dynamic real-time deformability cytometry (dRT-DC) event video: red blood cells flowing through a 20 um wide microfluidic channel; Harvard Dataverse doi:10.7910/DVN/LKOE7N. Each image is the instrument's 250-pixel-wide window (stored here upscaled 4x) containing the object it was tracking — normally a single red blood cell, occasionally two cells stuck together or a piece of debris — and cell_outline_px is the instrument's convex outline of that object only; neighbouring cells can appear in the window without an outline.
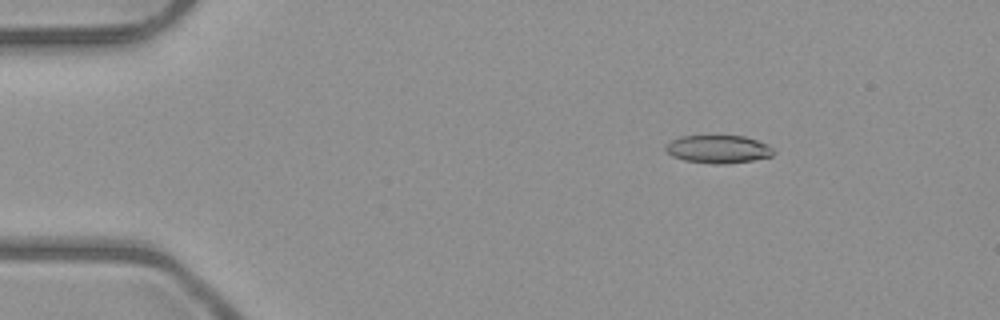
{"species": "common noctule bat (a hibernating species)", "species_latin": "Nyctalus noctula", "temperature_condition": "room temperature", "stored_images_in_passage": 5, "camera_frame_rate_fps": 3000, "um_per_image_px": 0.085, "animal": {"sex": "male", "body_mass_g": 23.1, "forearm_length_mm": 52.7}, "frame": {"image": 1, "passage_image": 2, "time_ms": 1.0, "image_size_px": [1000, 320], "cell_outline_px": [[776, 152], [772, 156], [752, 160], [724, 164], [712, 164], [684, 160], [672, 156], [664, 148], [672, 140], [680, 136], [744, 136], [768, 144]], "centroid_in_image_um": [61.07, 12.68], "position_along_channel_um": 23.9, "area_um2": 17.51}}
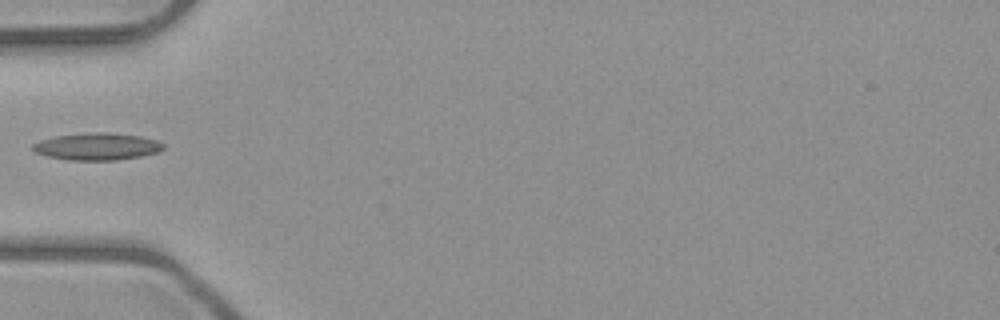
{"frame": {"image": 2, "passage_image": 5, "time_ms": 4.333, "image_size_px": [1000, 320], "cell_outline_px": [[164, 148], [156, 152], [140, 156], [116, 160], [68, 160], [48, 156], [36, 152], [32, 148], [32, 144], [40, 140], [56, 136], [96, 132], [108, 132], [140, 136], [156, 140], [164, 144]], "centroid_in_image_um": [8.24, 12.45], "position_along_channel_um": 76.8, "area_um2": 20.4}}